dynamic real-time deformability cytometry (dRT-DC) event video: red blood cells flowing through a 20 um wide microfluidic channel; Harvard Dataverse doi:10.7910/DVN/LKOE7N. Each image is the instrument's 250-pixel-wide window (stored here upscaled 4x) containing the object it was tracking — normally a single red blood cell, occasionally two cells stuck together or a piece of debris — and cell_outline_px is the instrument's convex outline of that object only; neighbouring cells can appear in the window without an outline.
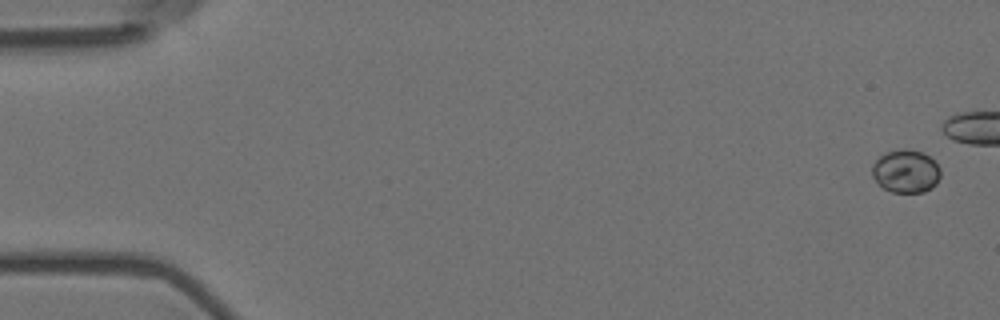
{"species": "Egyptian fruit bat (a non-hibernating species)", "species_latin": "Rousettus aegyptiacus", "temperature_condition": "room temperature", "stored_images_in_passage": 8, "camera_frame_rate_fps": 3000, "um_per_image_px": 0.085, "animal": {"sex": "female"}, "frame": {"image": 1, "passage_image": 1, "time_ms": 0.0, "image_size_px": [1000, 320], "cell_outline_px": [[940, 176], [936, 184], [932, 188], [924, 192], [892, 192], [884, 188], [872, 176], [872, 164], [884, 152], [904, 148], [908, 148], [924, 152], [940, 168]], "centroid_in_image_um": [77.0, 14.54], "position_along_channel_um": 8.0, "area_um2": 17.22}}